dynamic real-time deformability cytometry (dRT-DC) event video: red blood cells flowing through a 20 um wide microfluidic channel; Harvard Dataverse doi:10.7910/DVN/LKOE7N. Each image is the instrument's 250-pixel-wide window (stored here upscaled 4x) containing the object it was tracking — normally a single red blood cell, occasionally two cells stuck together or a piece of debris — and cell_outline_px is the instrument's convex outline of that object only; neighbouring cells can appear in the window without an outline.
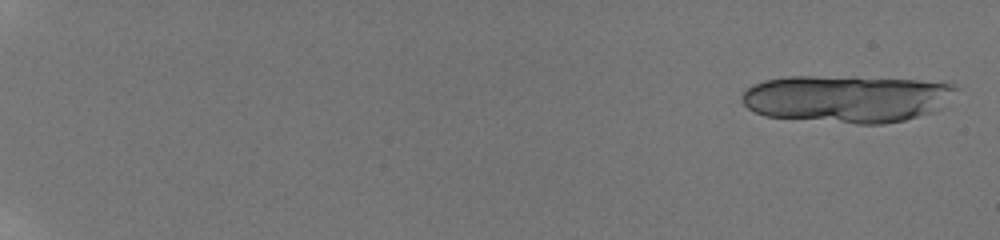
{"species": "human", "species_latin": "Homo sapiens", "temperature_condition": "room temperature", "stored_images_in_passage": 22, "camera_frame_rate_fps": 3000, "um_per_image_px": 0.085, "donor": {"sex": "male"}, "frame": {"image": 1, "passage_image": 2, "time_ms": 0.333, "image_size_px": [1000, 240], "cell_outline_px": [[956, 88], [944, 108], [936, 112], [904, 120], [880, 124], [856, 124], [764, 116], [748, 108], [740, 100], [740, 96], [752, 84], [764, 80], [784, 76], [856, 76], [920, 80], [952, 84]], "centroid_in_image_um": [71.97, 8.38], "position_along_channel_um": 13.0, "area_um2": 59.82}}